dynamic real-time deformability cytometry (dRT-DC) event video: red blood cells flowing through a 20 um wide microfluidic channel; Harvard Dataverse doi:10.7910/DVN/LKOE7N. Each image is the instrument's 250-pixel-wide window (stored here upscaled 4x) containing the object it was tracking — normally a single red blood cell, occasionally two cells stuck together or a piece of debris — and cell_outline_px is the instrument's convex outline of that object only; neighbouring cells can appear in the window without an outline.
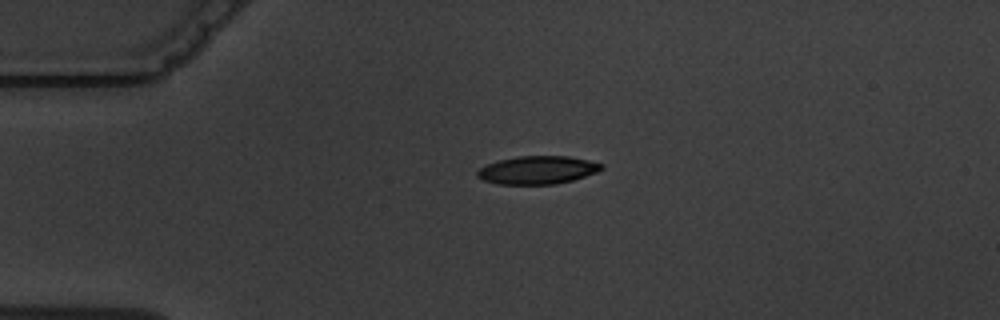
{"species": "common noctule bat (a hibernating species)", "species_latin": "Nyctalus noctula", "temperature_condition": "warm", "stored_images_in_passage": 2, "camera_frame_rate_fps": 3000, "um_per_image_px": 0.085, "animal": {"sex": "male", "body_mass_g": 19.5, "forearm_length_mm": 54.6}, "frame": {"image": 1, "passage_image": 1, "time_ms": 0.0, "image_size_px": [1000, 320], "cell_outline_px": [[604, 168], [596, 172], [572, 180], [556, 184], [496, 184], [484, 180], [476, 176], [476, 172], [480, 168], [488, 164], [500, 160], [516, 156], [568, 156], [588, 160], [604, 164]], "centroid_in_image_um": [45.69, 14.45], "position_along_channel_um": 39.3, "area_um2": 20.23}}